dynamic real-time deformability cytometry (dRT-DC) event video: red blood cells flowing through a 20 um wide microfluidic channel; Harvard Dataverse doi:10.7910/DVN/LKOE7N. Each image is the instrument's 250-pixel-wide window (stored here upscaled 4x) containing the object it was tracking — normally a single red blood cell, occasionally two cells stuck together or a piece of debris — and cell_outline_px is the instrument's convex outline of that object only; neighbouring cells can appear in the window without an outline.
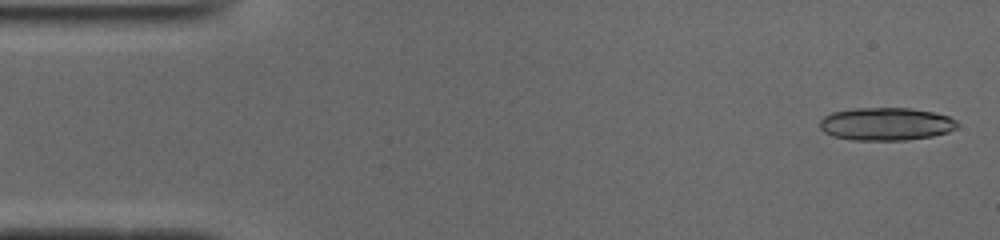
{"species": "common noctule bat (a hibernating species)", "species_latin": "Nyctalus noctula", "temperature_condition": "cold", "stored_images_in_passage": 50, "segment_of_instrument_passage": [1, 2], "camera_frame_rate_fps": 3000, "um_per_image_px": 0.085, "animal": {"sex": "male", "body_mass_g": 19.0, "forearm_length_mm": 50.8}, "frame": {"image": 1, "passage_image": 2, "time_ms": 0.333, "image_size_px": [1000, 240], "cell_outline_px": [[960, 124], [956, 128], [948, 132], [932, 136], [904, 140], [852, 140], [832, 136], [824, 132], [820, 128], [820, 120], [824, 116], [832, 112], [856, 108], [908, 108], [932, 112], [948, 116], [956, 120]], "centroid_in_image_um": [75.3, 10.54], "position_along_channel_um": 9.7, "area_um2": 26.36}}
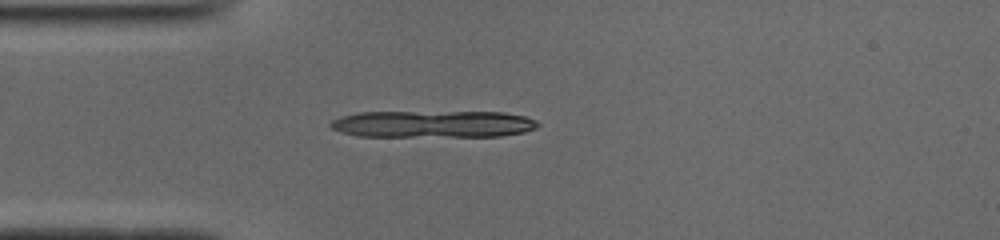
{"frame": {"image": 2, "passage_image": 13, "time_ms": 4.0, "image_size_px": [1000, 240], "cell_outline_px": [[540, 124], [536, 128], [524, 132], [500, 136], [356, 136], [340, 132], [332, 128], [328, 124], [332, 120], [340, 116], [360, 112], [504, 112], [524, 116], [536, 120]], "centroid_in_image_um": [36.79, 10.54], "position_along_channel_um": 48.2, "area_um2": 32.71}}